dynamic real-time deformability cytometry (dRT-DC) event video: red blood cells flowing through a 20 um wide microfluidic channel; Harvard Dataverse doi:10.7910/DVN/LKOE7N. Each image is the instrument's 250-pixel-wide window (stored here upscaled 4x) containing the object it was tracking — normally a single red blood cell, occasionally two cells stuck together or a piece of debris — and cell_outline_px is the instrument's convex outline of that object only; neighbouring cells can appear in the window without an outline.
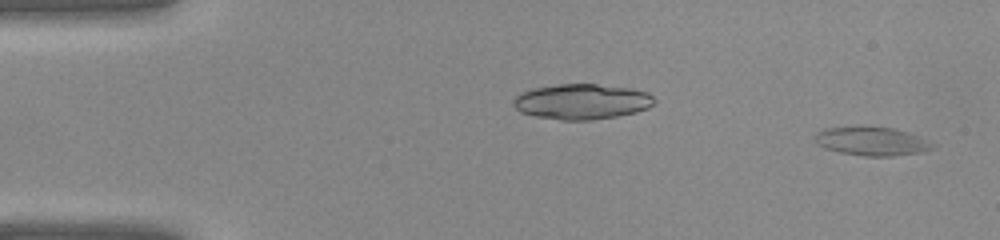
{"species": "common noctule bat (a hibernating species)", "species_latin": "Nyctalus noctula", "temperature_condition": "warm", "stored_images_in_passage": 39, "camera_frame_rate_fps": 3000, "um_per_image_px": 0.085, "animal": {"sex": "female", "body_mass_g": 22.0, "forearm_length_mm": 56.7}, "frame": {"image": 1, "passage_image": 1, "time_ms": 0.0, "image_size_px": [1000, 240], "cell_outline_px": [[936, 144], [932, 148], [920, 152], [892, 156], [864, 156], [840, 152], [824, 148], [812, 136], [816, 132], [824, 128], [860, 124], [896, 128], [908, 132]], "centroid_in_image_um": [74.05, 11.96], "position_along_channel_um": 11.0, "area_um2": 20.17}}
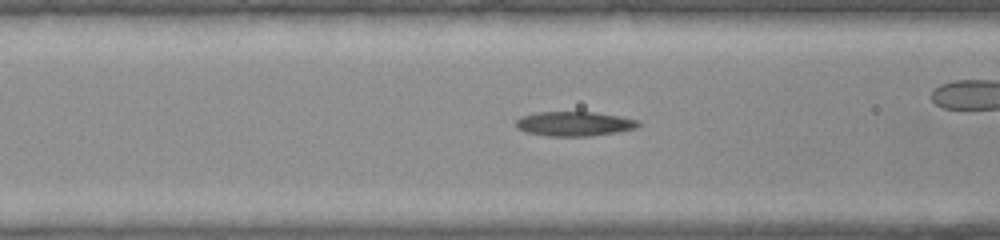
{"frame": {"image": 2, "passage_image": 15, "time_ms": 4.667, "image_size_px": [1000, 240], "cell_outline_px": [[640, 124], [636, 128], [616, 132], [592, 136], [548, 136], [524, 132], [516, 128], [516, 120], [520, 116], [536, 112], [596, 112], [620, 116], [640, 120]], "centroid_in_image_um": [48.8, 10.52], "position_along_channel_um": 117.8, "area_um2": 17.69}}
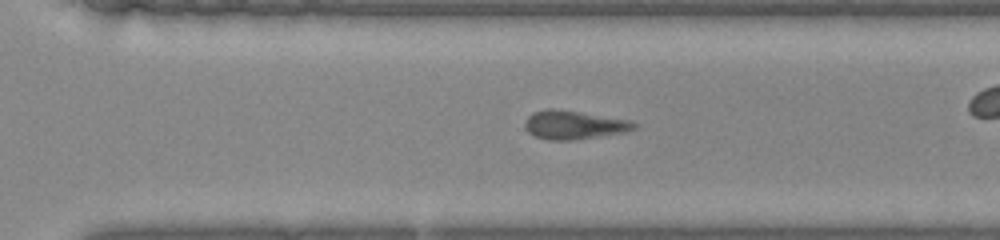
{"frame": {"image": 3, "passage_image": 27, "time_ms": 8.667, "image_size_px": [1000, 240], "cell_outline_px": [[636, 128], [624, 132], [572, 140], [548, 140], [536, 136], [528, 132], [524, 124], [528, 116], [532, 112], [548, 108], [552, 108], [580, 112], [628, 120], [636, 124]], "centroid_in_image_um": [48.73, 10.61], "position_along_channel_um": 321.9, "area_um2": 17.92}}